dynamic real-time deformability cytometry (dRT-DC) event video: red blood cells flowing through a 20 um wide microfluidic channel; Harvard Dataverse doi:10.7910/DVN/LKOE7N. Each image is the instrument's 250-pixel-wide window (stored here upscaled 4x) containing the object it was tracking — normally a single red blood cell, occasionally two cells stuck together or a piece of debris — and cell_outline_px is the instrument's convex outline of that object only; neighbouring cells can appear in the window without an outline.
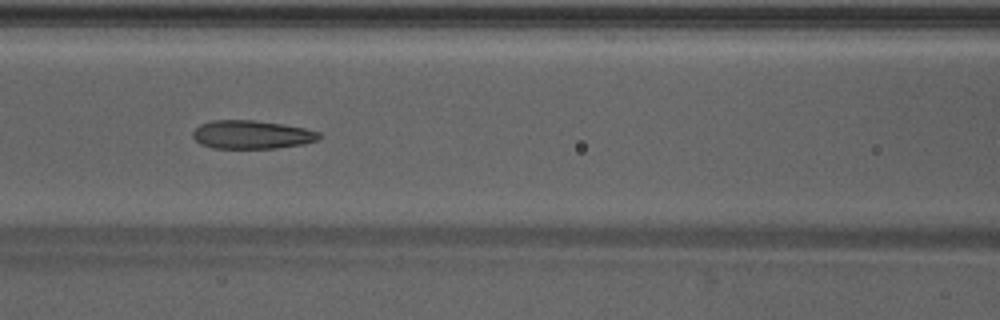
{"species": "Egyptian fruit bat (a non-hibernating species)", "species_latin": "Rousettus aegyptiacus", "temperature_condition": "warm", "stored_images_in_passage": 48, "camera_frame_rate_fps": 3000, "um_per_image_px": 0.085, "animal": {"sex": "male"}, "frame": {"image": 1, "passage_image": 21, "time_ms": 6.667, "image_size_px": [1000, 320], "cell_outline_px": [[320, 136], [316, 140], [304, 144], [276, 148], [212, 148], [200, 144], [192, 136], [192, 132], [200, 124], [212, 120], [256, 120], [284, 124], [304, 128], [320, 132]], "centroid_in_image_um": [21.38, 11.44], "position_along_channel_um": 145.2, "area_um2": 20.98}}
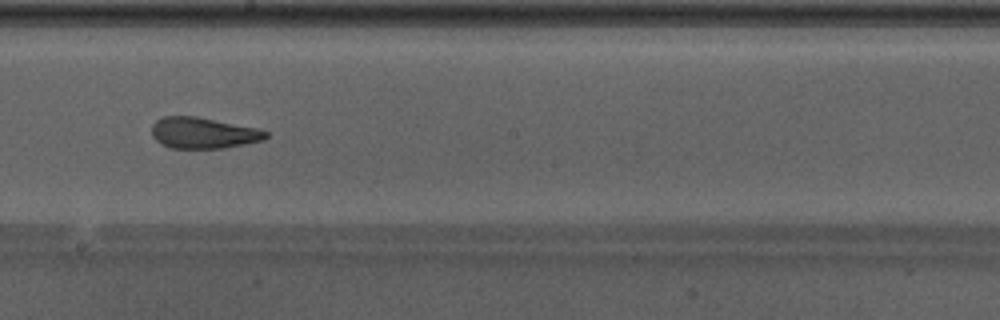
{"frame": {"image": 2, "passage_image": 27, "time_ms": 8.667, "image_size_px": [1000, 320], "cell_outline_px": [[268, 136], [264, 140], [224, 148], [172, 148], [160, 144], [152, 136], [152, 124], [156, 120], [164, 116], [196, 116], [256, 128], [268, 132]], "centroid_in_image_um": [17.25, 11.3], "position_along_channel_um": 230.9, "area_um2": 20.63}}
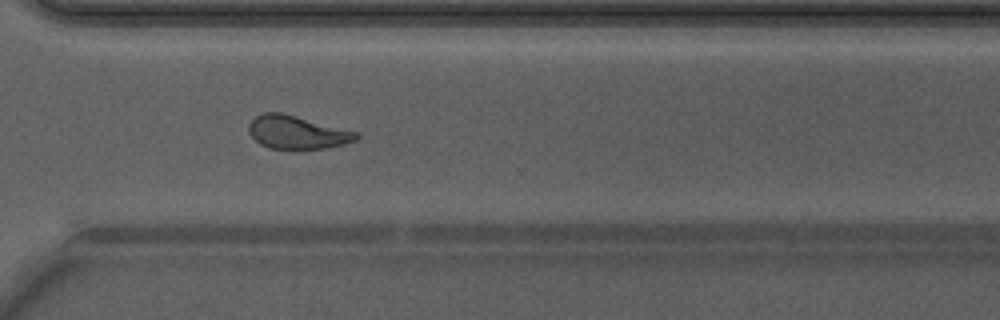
{"frame": {"image": 3, "passage_image": 35, "time_ms": 11.333, "image_size_px": [1000, 320], "cell_outline_px": [[360, 136], [356, 140], [344, 144], [324, 148], [296, 152], [268, 148], [260, 144], [248, 132], [248, 124], [256, 116], [264, 112], [280, 112], [360, 132]], "centroid_in_image_um": [25.26, 11.29], "position_along_channel_um": 345.3, "area_um2": 21.5}, "authors_computed_cell_mechanics": {"area_um2": 21.9062, "velocity_mm_per_s": 4.2925, "shape_relaxation_time_tau1_ms": 9.4037, "shape_relaxation_time_tau2_ms": 1.1301, "deformation_change_tau1": 0.2637, "deformation_change_tau2": 0.0892}}